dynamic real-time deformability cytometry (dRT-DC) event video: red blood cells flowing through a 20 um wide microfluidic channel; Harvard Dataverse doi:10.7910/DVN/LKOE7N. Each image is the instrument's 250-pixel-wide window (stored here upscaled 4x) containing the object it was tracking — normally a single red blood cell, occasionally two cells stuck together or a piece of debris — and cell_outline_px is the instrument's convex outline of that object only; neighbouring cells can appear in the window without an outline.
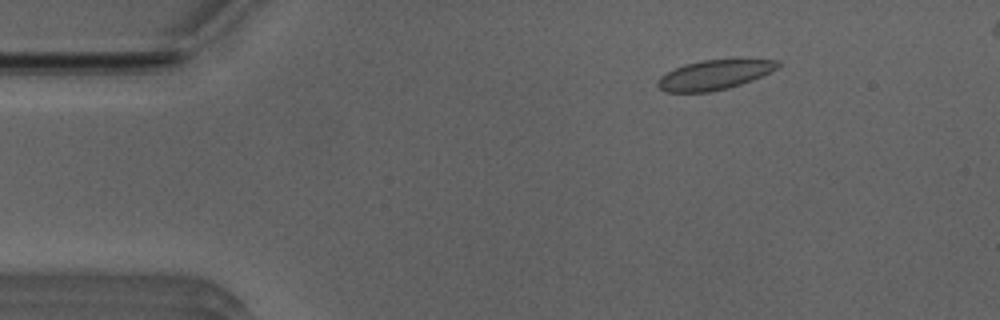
{"species": "Egyptian fruit bat (a non-hibernating species)", "species_latin": "Rousettus aegyptiacus", "temperature_condition": "room temperature", "stored_images_in_passage": 52, "camera_frame_rate_fps": 3000, "um_per_image_px": 0.085, "animal": {"sex": "male"}, "frame": {"image": 1, "passage_image": 8, "time_ms": 2.333, "image_size_px": [1000, 320], "cell_outline_px": [[784, 64], [752, 80], [728, 88], [708, 92], [664, 92], [656, 84], [660, 76], [684, 64], [700, 60], [780, 60]], "centroid_in_image_um": [60.69, 6.36], "position_along_channel_um": 24.3, "area_um2": 20.46}}
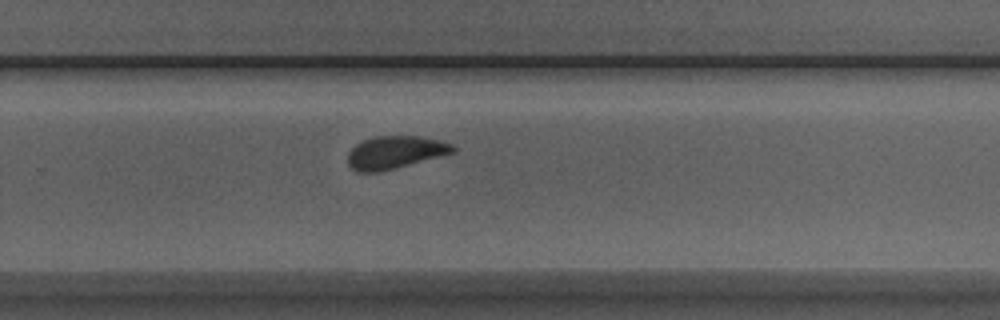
{"frame": {"image": 2, "passage_image": 34, "time_ms": 11.0, "image_size_px": [1000, 320], "cell_outline_px": [[456, 152], [444, 156], [396, 168], [376, 172], [360, 172], [352, 168], [348, 164], [348, 152], [356, 144], [372, 136], [420, 136], [444, 140], [452, 144], [456, 148]], "centroid_in_image_um": [33.65, 12.94], "position_along_channel_um": 296.2, "area_um2": 20.35}}
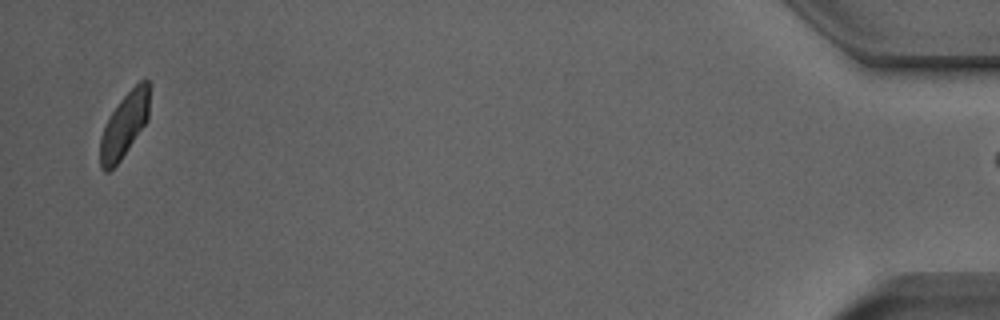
{"frame": {"image": 3, "passage_image": 51, "time_ms": 16.667, "image_size_px": [1000, 320], "cell_outline_px": [[148, 120], [120, 160], [108, 172], [104, 172], [100, 168], [100, 140], [104, 124], [120, 100], [140, 80], [148, 80]], "centroid_in_image_um": [10.54, 10.66], "position_along_channel_um": 424.7, "area_um2": 18.21}}